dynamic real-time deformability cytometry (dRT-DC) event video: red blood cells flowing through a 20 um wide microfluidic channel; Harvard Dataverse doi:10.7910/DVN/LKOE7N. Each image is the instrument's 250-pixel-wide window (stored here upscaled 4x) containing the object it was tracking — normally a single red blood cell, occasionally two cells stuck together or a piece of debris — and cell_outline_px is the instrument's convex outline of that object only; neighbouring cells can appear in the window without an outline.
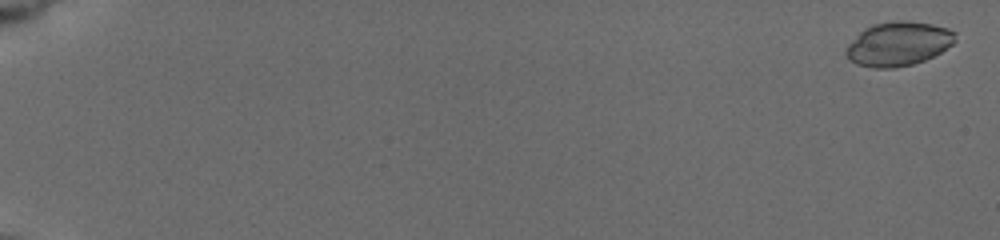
{"species": "common noctule bat (a hibernating species)", "species_latin": "Nyctalus noctula", "temperature_condition": "cold", "stored_images_in_passage": 33, "camera_frame_rate_fps": 3000, "um_per_image_px": 0.085, "animal": {"sex": "female", "body_mass_g": 19.5, "forearm_length_mm": 54.1}, "frame": {"image": 1, "passage_image": 2, "time_ms": 0.333, "image_size_px": [1000, 240], "cell_outline_px": [[956, 40], [952, 44], [940, 52], [924, 60], [912, 64], [892, 68], [872, 68], [856, 64], [848, 60], [844, 52], [844, 48], [864, 28], [872, 24], [892, 20], [908, 20], [932, 24], [948, 28], [956, 32]], "centroid_in_image_um": [76.33, 3.71], "position_along_channel_um": 8.7, "area_um2": 28.38}}
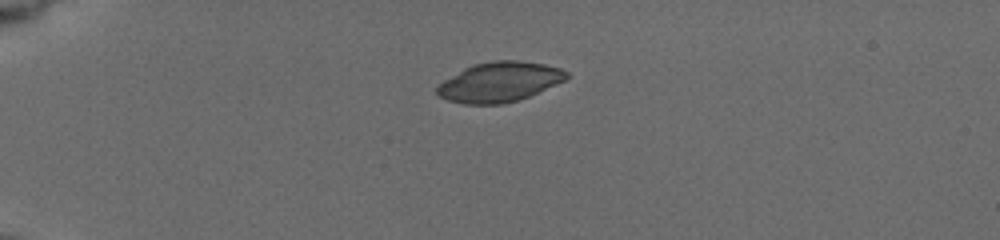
{"frame": {"image": 2, "passage_image": 25, "time_ms": 5.333, "image_size_px": [1000, 240], "cell_outline_px": [[568, 76], [564, 80], [556, 84], [528, 96], [516, 100], [500, 104], [464, 104], [448, 100], [440, 96], [436, 92], [436, 88], [444, 80], [464, 68], [472, 64], [496, 60], [520, 60], [544, 64], [560, 68], [568, 72]], "centroid_in_image_um": [42.44, 6.95], "position_along_channel_um": 42.6, "area_um2": 29.77}}